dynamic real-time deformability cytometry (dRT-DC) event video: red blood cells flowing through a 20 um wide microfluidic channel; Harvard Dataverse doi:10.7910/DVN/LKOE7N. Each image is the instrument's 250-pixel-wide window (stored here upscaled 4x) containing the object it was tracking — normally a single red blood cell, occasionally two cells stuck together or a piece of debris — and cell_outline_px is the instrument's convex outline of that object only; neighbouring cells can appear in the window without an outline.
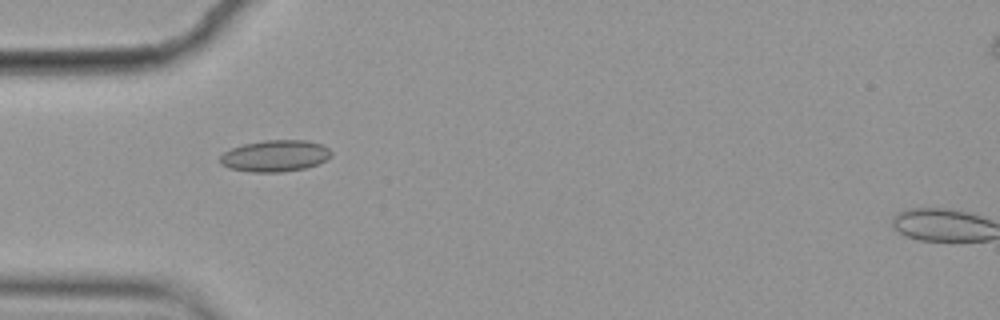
{"species": "common noctule bat (a hibernating species)", "species_latin": "Nyctalus noctula", "temperature_condition": "cold", "stored_images_in_passage": 4, "camera_frame_rate_fps": 3000, "um_per_image_px": 0.085, "animal": {"sex": "female", "body_mass_g": 19.9}, "frame": {"image": 1, "passage_image": 3, "time_ms": 0.667, "image_size_px": [1000, 320], "cell_outline_px": [[332, 156], [316, 164], [304, 168], [280, 172], [252, 172], [228, 168], [220, 164], [220, 156], [224, 152], [232, 148], [244, 144], [264, 140], [308, 140], [324, 144], [332, 152]], "centroid_in_image_um": [23.39, 13.24], "position_along_channel_um": 61.6, "area_um2": 20.46}}
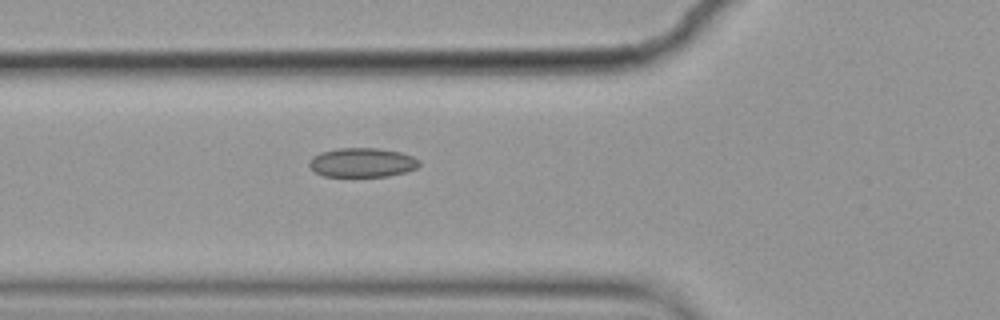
{"frame": {"image": 2, "passage_image": 4, "time_ms": 1.0, "image_size_px": [1000, 320], "cell_outline_px": [[420, 164], [416, 168], [404, 172], [388, 176], [324, 176], [316, 172], [308, 164], [308, 160], [312, 156], [320, 152], [336, 148], [376, 148], [400, 152], [412, 156], [420, 160]], "centroid_in_image_um": [30.76, 13.8], "position_along_channel_um": 95.0, "area_um2": 18.73}}